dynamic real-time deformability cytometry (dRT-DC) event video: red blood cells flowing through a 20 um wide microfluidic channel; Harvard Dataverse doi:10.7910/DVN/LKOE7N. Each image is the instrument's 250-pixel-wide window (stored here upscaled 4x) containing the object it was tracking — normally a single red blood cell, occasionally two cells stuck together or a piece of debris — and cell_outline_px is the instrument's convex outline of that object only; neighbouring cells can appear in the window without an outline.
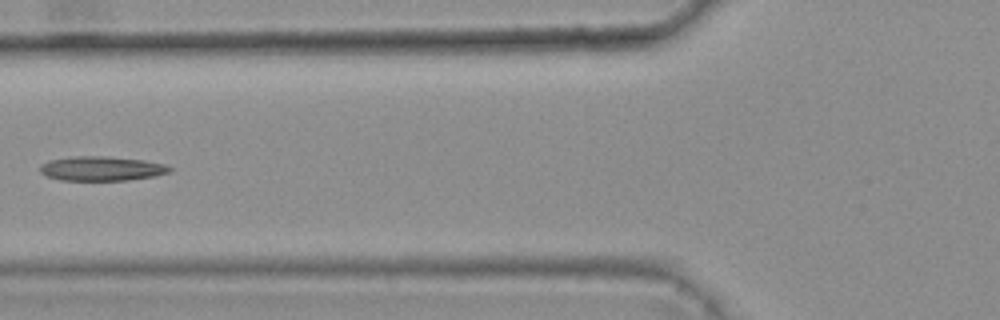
{"species": "common noctule bat (a hibernating species)", "species_latin": "Nyctalus noctula", "temperature_condition": "warm", "stored_images_in_passage": 5, "camera_frame_rate_fps": 3000, "um_per_image_px": 0.085, "animal": {"sex": "female", "body_mass_g": 25.1}, "frame": {"image": 1, "passage_image": 4, "time_ms": 1.0, "image_size_px": [1000, 320], "cell_outline_px": [[172, 168], [168, 172], [156, 176], [128, 180], [60, 180], [48, 176], [40, 172], [40, 164], [48, 160], [72, 156], [104, 156], [144, 160], [164, 164]], "centroid_in_image_um": [8.61, 14.32], "position_along_channel_um": 117.2, "area_um2": 18.44}}
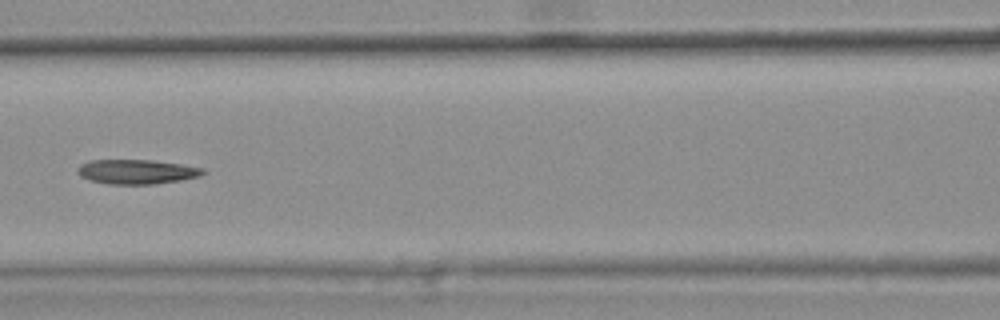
{"frame": {"image": 2, "passage_image": 5, "time_ms": 1.333, "image_size_px": [1000, 320], "cell_outline_px": [[208, 172], [200, 176], [180, 180], [156, 184], [108, 184], [92, 180], [80, 176], [76, 172], [76, 168], [80, 164], [92, 160], [152, 160], [180, 164], [204, 168]], "centroid_in_image_um": [11.63, 14.59], "position_along_channel_um": 155.0, "area_um2": 17.98}}